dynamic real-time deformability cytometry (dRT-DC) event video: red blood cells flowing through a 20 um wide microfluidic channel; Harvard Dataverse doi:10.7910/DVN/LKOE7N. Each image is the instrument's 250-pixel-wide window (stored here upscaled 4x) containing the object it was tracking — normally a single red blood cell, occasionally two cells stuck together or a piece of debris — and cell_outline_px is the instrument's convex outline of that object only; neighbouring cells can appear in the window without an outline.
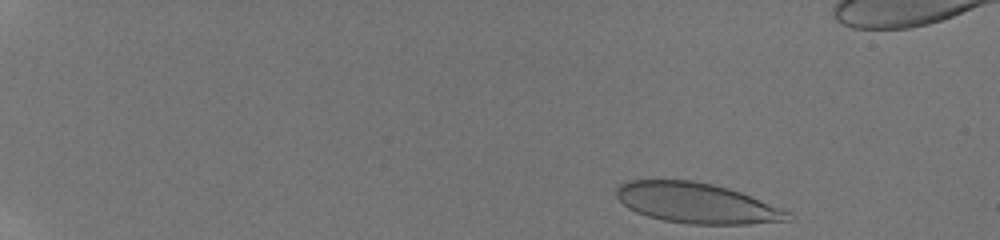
{"species": "human", "species_latin": "Homo sapiens", "temperature_condition": "room temperature", "stored_images_in_passage": 15, "camera_frame_rate_fps": 3000, "um_per_image_px": 0.085, "donor": {"sex": "male"}, "frame": {"image": 1, "passage_image": 1, "time_ms": 0.0, "image_size_px": [1000, 240], "cell_outline_px": [[796, 220], [748, 224], [692, 224], [664, 220], [648, 216], [636, 212], [628, 208], [616, 196], [616, 188], [620, 184], [628, 180], [692, 180], [712, 184], [728, 188], [740, 192], [792, 212], [796, 216]], "centroid_in_image_um": [59.27, 17.27], "position_along_channel_um": 25.7, "area_um2": 40.46}}
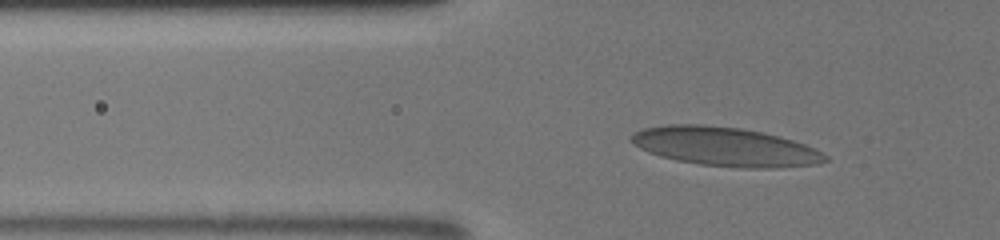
{"frame": {"image": 2, "passage_image": 13, "time_ms": 4.0, "image_size_px": [1000, 240], "cell_outline_px": [[828, 160], [816, 164], [776, 168], [744, 168], [700, 164], [676, 160], [660, 156], [648, 152], [632, 144], [628, 140], [628, 136], [644, 128], [668, 124], [704, 124], [740, 128], [780, 136], [804, 144], [828, 156]], "centroid_in_image_um": [61.58, 12.46], "position_along_channel_um": 64.2, "area_um2": 43.99}}